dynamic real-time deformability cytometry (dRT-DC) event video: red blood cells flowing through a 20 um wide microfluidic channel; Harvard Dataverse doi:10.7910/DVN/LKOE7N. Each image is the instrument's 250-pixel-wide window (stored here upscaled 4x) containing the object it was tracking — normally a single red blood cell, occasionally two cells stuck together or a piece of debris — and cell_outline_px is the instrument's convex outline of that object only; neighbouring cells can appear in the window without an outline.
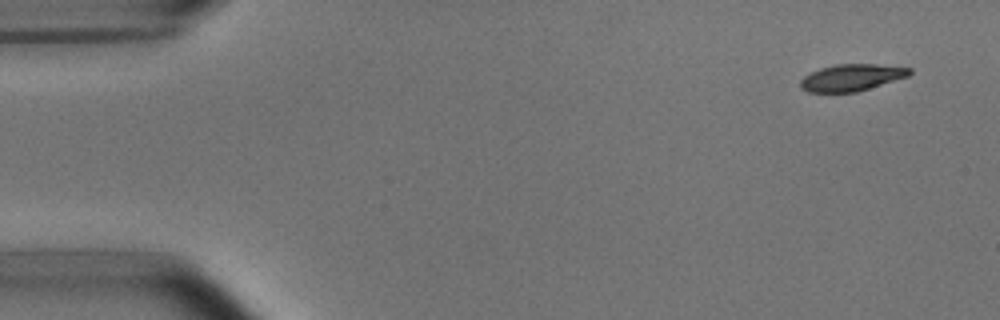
{"species": "common noctule bat (a hibernating species)", "species_latin": "Nyctalus noctula", "temperature_condition": "room temperature", "stored_images_in_passage": 9, "camera_frame_rate_fps": 3000, "um_per_image_px": 0.085, "animal": {"sex": "male", "body_mass_g": 15.6}, "frame": {"image": 1, "passage_image": 1, "time_ms": 0.0, "image_size_px": [1000, 320], "cell_outline_px": [[912, 72], [908, 76], [856, 92], [808, 92], [800, 88], [800, 80], [804, 76], [820, 68], [836, 64], [876, 64], [912, 68]], "centroid_in_image_um": [72.37, 6.59], "position_along_channel_um": 12.6, "area_um2": 16.94}}
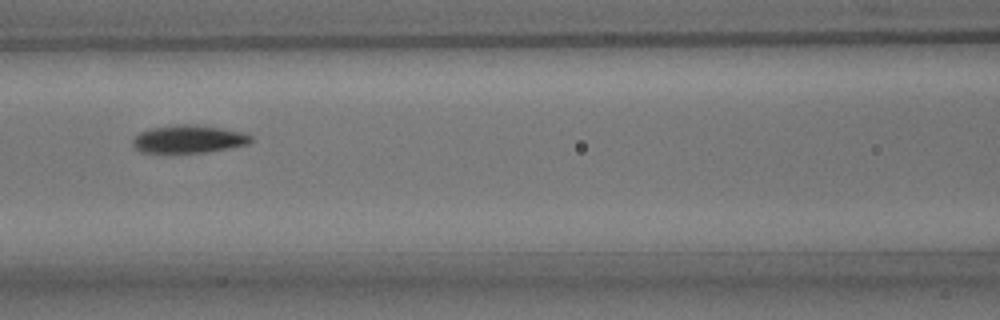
{"frame": {"image": 2, "passage_image": 7, "time_ms": 6.667, "image_size_px": [1000, 320], "cell_outline_px": [[252, 140], [248, 144], [228, 148], [204, 152], [140, 152], [132, 144], [132, 140], [140, 132], [148, 128], [176, 124], [196, 124], [244, 132], [252, 136]], "centroid_in_image_um": [16.02, 11.8], "position_along_channel_um": 150.6, "area_um2": 19.13}}
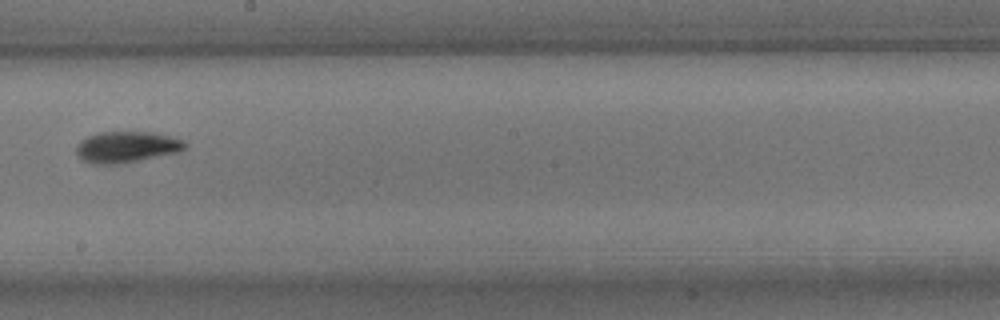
{"frame": {"image": 3, "passage_image": 9, "time_ms": 9.0, "image_size_px": [1000, 320], "cell_outline_px": [[188, 148], [176, 152], [140, 160], [116, 164], [92, 164], [80, 160], [76, 152], [76, 144], [80, 140], [88, 136], [100, 132], [152, 132], [184, 140], [188, 144]], "centroid_in_image_um": [10.73, 12.5], "position_along_channel_um": 237.5, "area_um2": 19.83}}